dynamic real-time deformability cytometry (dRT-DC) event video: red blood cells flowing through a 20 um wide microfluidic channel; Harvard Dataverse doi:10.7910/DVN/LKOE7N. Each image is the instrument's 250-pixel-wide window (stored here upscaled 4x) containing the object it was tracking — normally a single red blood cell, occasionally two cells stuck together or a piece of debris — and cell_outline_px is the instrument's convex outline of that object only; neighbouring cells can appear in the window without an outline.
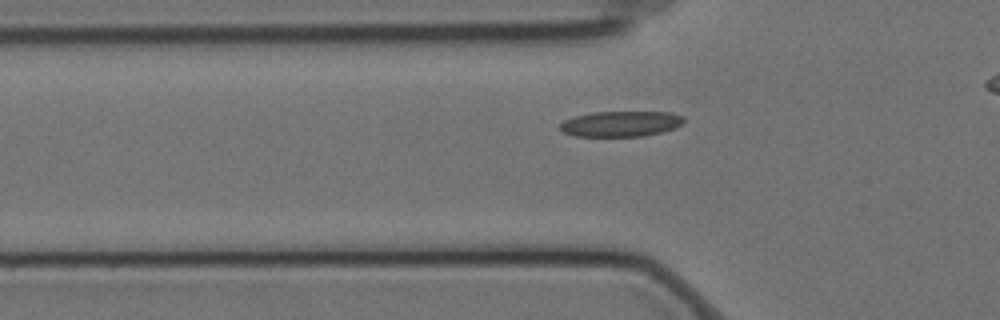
{"species": "Egyptian fruit bat (a non-hibernating species)", "species_latin": "Rousettus aegyptiacus", "temperature_condition": "cold", "stored_images_in_passage": 45, "camera_frame_rate_fps": 3000, "um_per_image_px": 0.085, "animal": {"sex": "female"}, "frame": {"image": 1, "passage_image": 7, "time_ms": 2.0, "image_size_px": [1000, 320], "cell_outline_px": [[684, 124], [660, 132], [644, 136], [576, 136], [564, 132], [560, 128], [560, 124], [564, 120], [576, 116], [592, 112], [672, 112], [684, 116]], "centroid_in_image_um": [52.8, 10.51], "position_along_channel_um": 73.0, "area_um2": 18.32}}
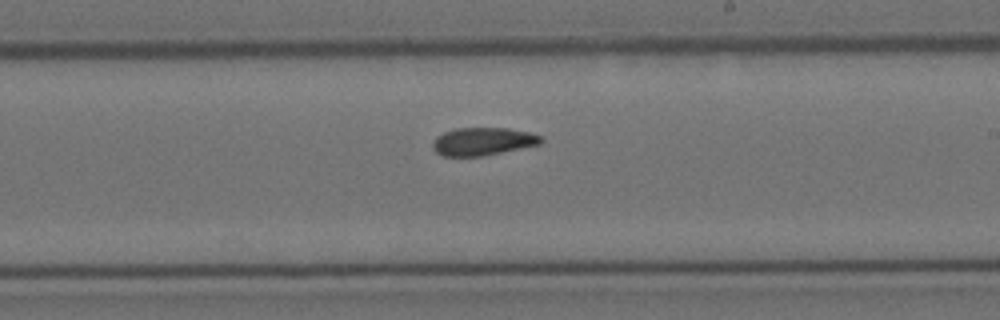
{"frame": {"image": 2, "passage_image": 22, "time_ms": 7.0, "image_size_px": [1000, 320], "cell_outline_px": [[544, 140], [540, 144], [480, 156], [444, 156], [436, 152], [432, 148], [432, 144], [436, 136], [444, 132], [456, 128], [508, 128], [528, 132], [540, 136]], "centroid_in_image_um": [41.01, 12.01], "position_along_channel_um": 248.0, "area_um2": 17.4}}
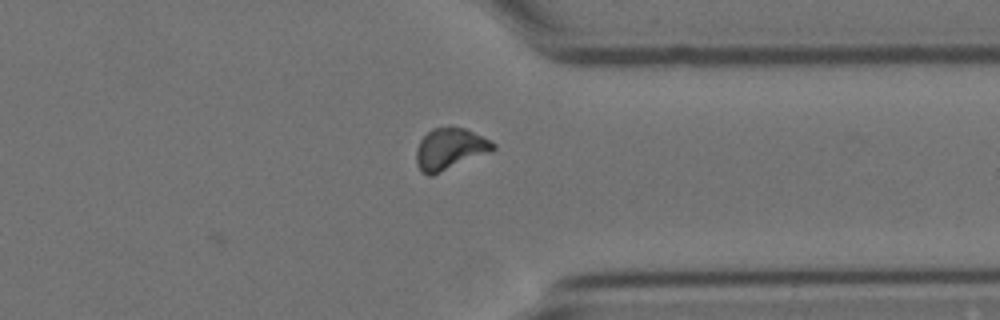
{"frame": {"image": 3, "passage_image": 33, "time_ms": 10.667, "image_size_px": [1000, 320], "cell_outline_px": [[496, 148], [492, 152], [432, 176], [428, 176], [420, 172], [416, 164], [416, 148], [420, 140], [432, 128], [452, 124], [464, 128], [496, 144]], "centroid_in_image_um": [38.22, 12.66], "position_along_channel_um": 373.2, "area_um2": 19.07}, "authors_computed_cell_mechanics": {"area_um2": 17.918, "velocity_mm_per_s": 3.4875, "shape_relaxation_time_tau1_ms": null, "shape_relaxation_time_tau2_ms": 4.3316, "deformation_change_tau1": null, "deformation_change_tau2": 0.0965}}